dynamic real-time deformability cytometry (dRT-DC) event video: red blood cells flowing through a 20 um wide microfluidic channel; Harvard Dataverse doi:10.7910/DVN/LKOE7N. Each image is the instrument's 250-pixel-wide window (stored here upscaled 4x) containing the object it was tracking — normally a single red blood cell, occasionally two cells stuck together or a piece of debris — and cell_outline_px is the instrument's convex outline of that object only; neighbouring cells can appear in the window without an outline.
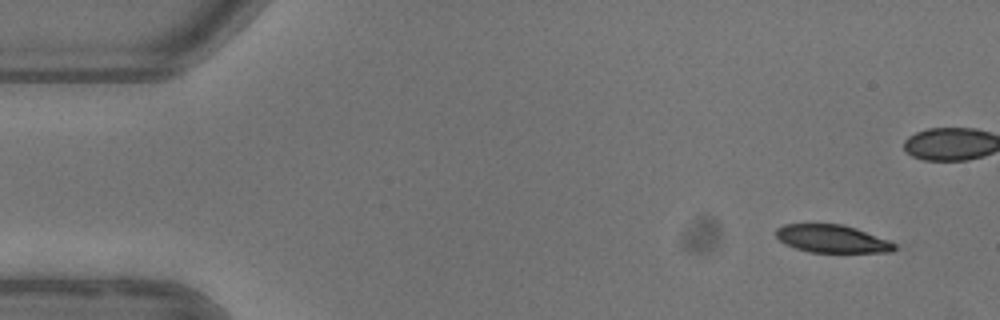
{"species": "common noctule bat (a hibernating species)", "species_latin": "Nyctalus noctula", "temperature_condition": "warm", "stored_images_in_passage": 7, "camera_frame_rate_fps": 3000, "um_per_image_px": 0.085, "animal": {"sex": "female"}, "frame": {"image": 1, "passage_image": 1, "time_ms": 0.0, "image_size_px": [1000, 320], "cell_outline_px": [[896, 248], [892, 252], [808, 252], [784, 244], [776, 236], [776, 228], [784, 224], [840, 224], [856, 228], [888, 240], [896, 244]], "centroid_in_image_um": [70.71, 20.3], "position_along_channel_um": 14.3, "area_um2": 19.13}}
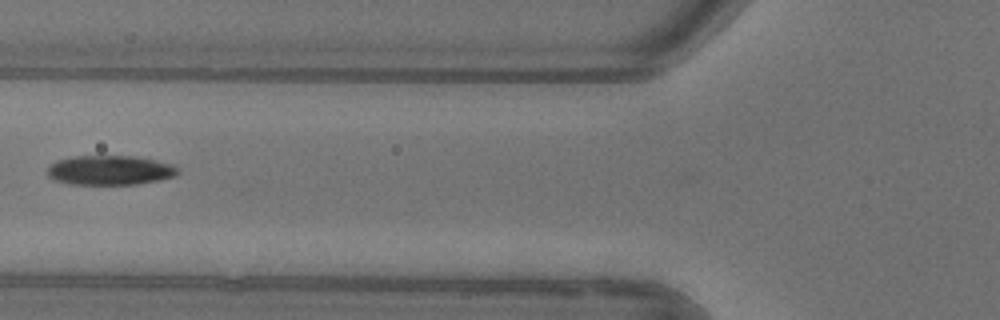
{"frame": {"image": 2, "passage_image": 6, "time_ms": 7.0, "image_size_px": [1000, 320], "cell_outline_px": [[180, 172], [176, 176], [160, 180], [136, 184], [72, 184], [52, 180], [48, 176], [48, 168], [56, 160], [76, 156], [132, 156], [172, 164], [180, 168]], "centroid_in_image_um": [9.36, 14.47], "position_along_channel_um": 116.4, "area_um2": 22.43}}
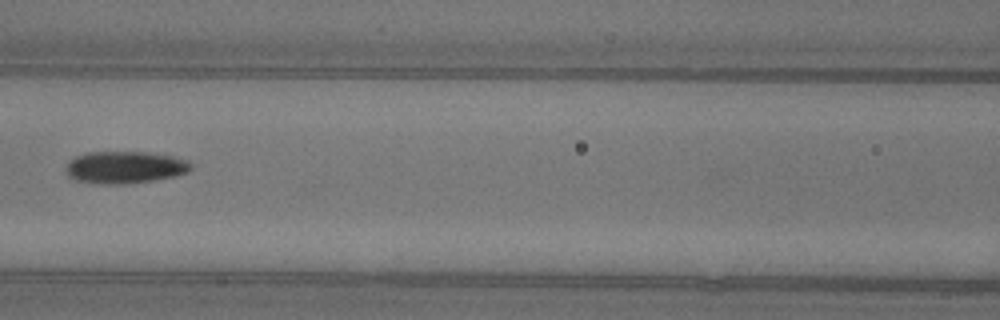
{"frame": {"image": 3, "passage_image": 7, "time_ms": 8.0, "image_size_px": [1000, 320], "cell_outline_px": [[192, 168], [188, 172], [172, 176], [152, 180], [124, 184], [100, 184], [72, 180], [68, 176], [68, 160], [76, 156], [88, 152], [148, 152], [172, 156], [188, 160], [192, 164]], "centroid_in_image_um": [10.61, 14.22], "position_along_channel_um": 156.0, "area_um2": 23.41}}